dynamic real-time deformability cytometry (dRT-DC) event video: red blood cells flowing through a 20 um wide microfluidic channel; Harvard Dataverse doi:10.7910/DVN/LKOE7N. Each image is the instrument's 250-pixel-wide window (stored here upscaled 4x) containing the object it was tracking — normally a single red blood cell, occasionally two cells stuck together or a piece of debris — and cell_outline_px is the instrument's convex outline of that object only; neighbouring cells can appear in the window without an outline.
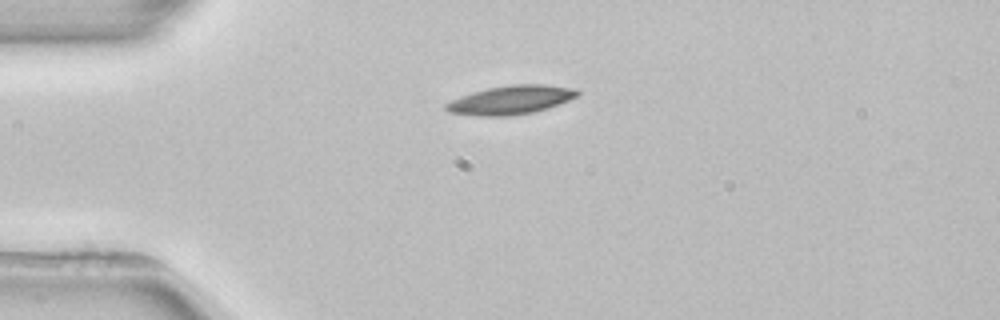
{"species": "common noctule bat (a hibernating species)", "species_latin": "Nyctalus noctula", "temperature_condition": "room temperature", "stored_images_in_passage": 1, "camera_frame_rate_fps": 3000, "um_per_image_px": 0.085, "animal": {"sex": "female", "body_mass_g": 22.7, "forearm_length_mm": 54.2}, "frame": {"image": 1, "passage_image": 1, "time_ms": 0.0, "image_size_px": [1000, 320], "cell_outline_px": [[580, 96], [560, 104], [536, 112], [504, 116], [476, 116], [448, 112], [444, 108], [444, 104], [460, 96], [472, 92], [488, 88], [512, 84], [544, 84], [576, 88], [580, 92]], "centroid_in_image_um": [43.46, 8.49], "position_along_channel_um": 41.5, "area_um2": 22.31}}